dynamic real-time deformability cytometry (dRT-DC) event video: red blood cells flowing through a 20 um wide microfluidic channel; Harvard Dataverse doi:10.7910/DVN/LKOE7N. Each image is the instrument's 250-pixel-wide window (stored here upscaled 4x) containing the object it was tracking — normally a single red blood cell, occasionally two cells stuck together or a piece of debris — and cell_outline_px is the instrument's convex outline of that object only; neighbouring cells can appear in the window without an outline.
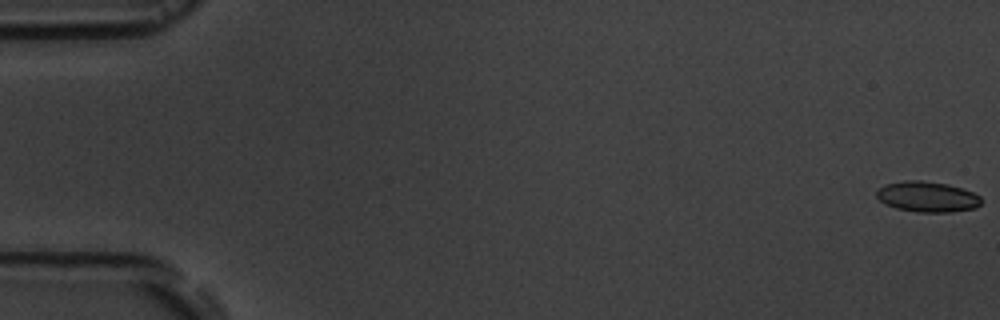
{"species": "common noctule bat (a hibernating species)", "species_latin": "Nyctalus noctula", "temperature_condition": "room temperature", "stored_images_in_passage": 17, "camera_frame_rate_fps": 3000, "um_per_image_px": 0.085, "animal": {"sex": "male", "body_mass_g": 19.5, "forearm_length_mm": 54.6}, "frame": {"image": 1, "passage_image": 1, "time_ms": 0.0, "image_size_px": [1000, 320], "cell_outline_px": [[984, 200], [976, 208], [952, 212], [920, 212], [896, 208], [884, 204], [876, 196], [876, 192], [880, 188], [888, 184], [904, 180], [920, 180], [948, 184], [972, 192], [980, 196]], "centroid_in_image_um": [78.85, 16.73], "position_along_channel_um": 6.2, "area_um2": 18.61}}
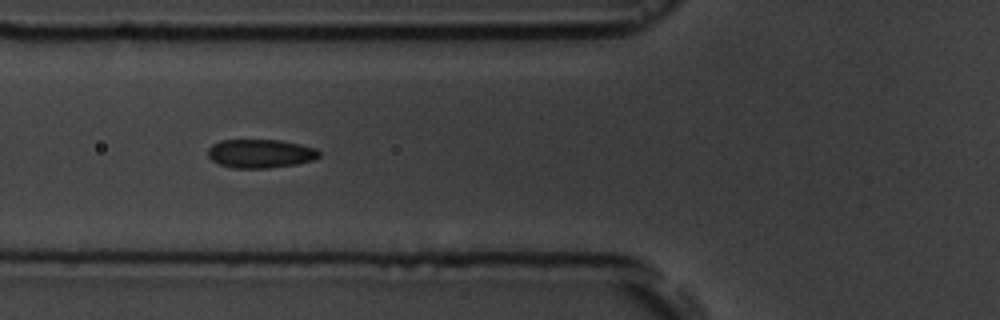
{"frame": {"image": 2, "passage_image": 7, "time_ms": 7.0, "image_size_px": [1000, 320], "cell_outline_px": [[320, 156], [312, 160], [296, 164], [268, 168], [232, 168], [220, 164], [212, 160], [208, 156], [208, 148], [212, 144], [220, 140], [280, 140], [300, 144], [316, 148], [320, 152]], "centroid_in_image_um": [22.13, 13.05], "position_along_channel_um": 103.7, "area_um2": 18.61}}
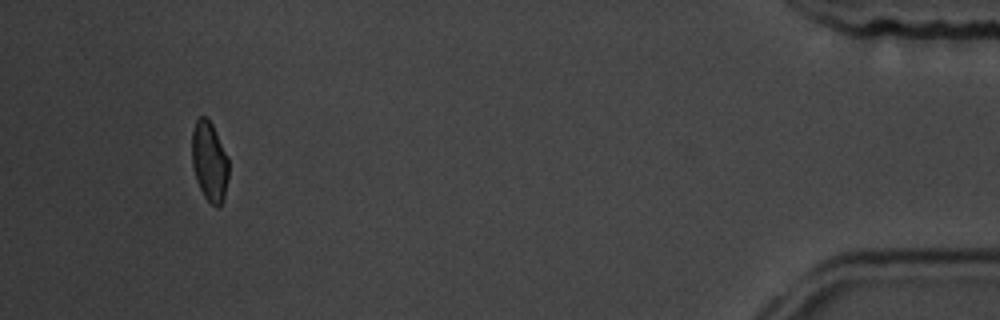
{"frame": {"image": 3, "passage_image": 16, "time_ms": 17.667, "image_size_px": [1000, 320], "cell_outline_px": [[228, 180], [224, 200], [216, 208], [204, 196], [196, 180], [192, 164], [192, 132], [196, 120], [200, 116], [204, 116], [212, 124], [228, 156]], "centroid_in_image_um": [17.81, 13.74], "position_along_channel_um": 417.4, "area_um2": 17.11}, "authors_computed_cell_mechanics": {"area_um2": 18.6694, "velocity_mm_per_s": 3.6189, "shape_relaxation_time_tau1_ms": 3.1913, "shape_relaxation_time_tau2_ms": 1.0246, "deformation_change_tau1": 0.0891, "deformation_change_tau2": 0.0341}}